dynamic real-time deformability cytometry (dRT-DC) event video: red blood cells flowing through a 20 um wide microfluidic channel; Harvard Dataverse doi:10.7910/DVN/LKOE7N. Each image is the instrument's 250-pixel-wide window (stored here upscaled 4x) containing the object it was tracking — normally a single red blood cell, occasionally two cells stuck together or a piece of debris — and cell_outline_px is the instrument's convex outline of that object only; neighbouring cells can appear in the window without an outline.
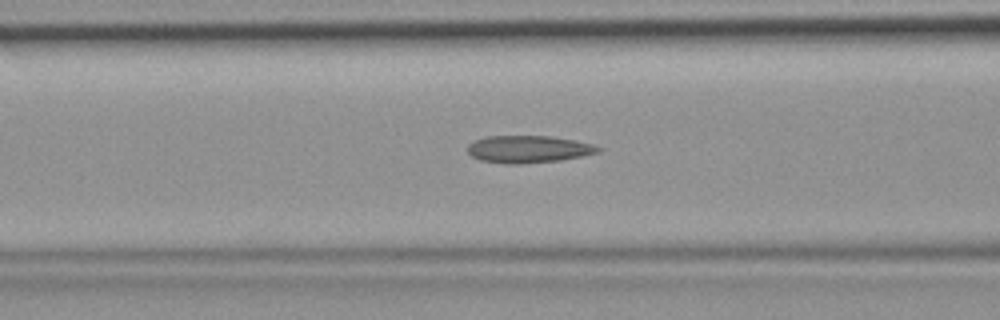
{"species": "common noctule bat (a hibernating species)", "species_latin": "Nyctalus noctula", "temperature_condition": "room temperature", "stored_images_in_passage": 36, "segment_of_instrument_passage": [1, 2], "camera_frame_rate_fps": 3000, "um_per_image_px": 0.085, "animal": {"sex": "female", "body_mass_g": 19.9}, "frame": {"image": 1, "passage_image": 7, "time_ms": 2.0, "image_size_px": [1000, 320], "cell_outline_px": [[604, 148], [600, 152], [560, 160], [520, 164], [504, 164], [480, 160], [472, 156], [468, 152], [468, 144], [476, 140], [488, 136], [548, 136], [572, 140], [592, 144]], "centroid_in_image_um": [44.91, 12.69], "position_along_channel_um": 121.7, "area_um2": 20.63}}
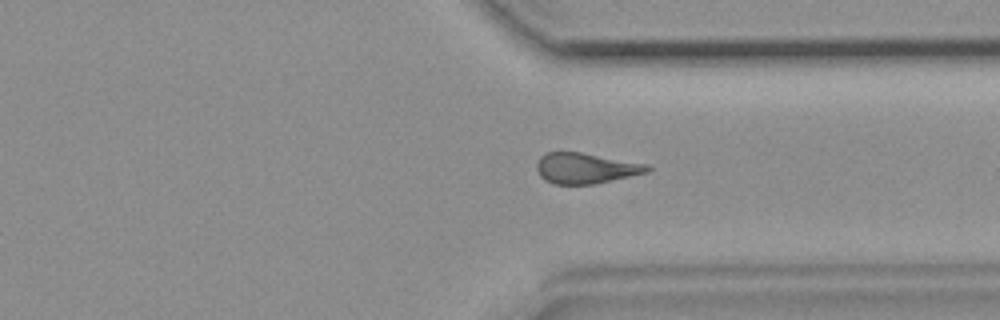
{"frame": {"image": 2, "passage_image": 24, "time_ms": 7.667, "image_size_px": [1000, 320], "cell_outline_px": [[652, 168], [648, 172], [596, 184], [556, 184], [544, 180], [540, 176], [536, 168], [536, 164], [540, 156], [548, 152], [580, 152], [648, 164]], "centroid_in_image_um": [49.78, 14.3], "position_along_channel_um": 361.6, "area_um2": 19.77}}
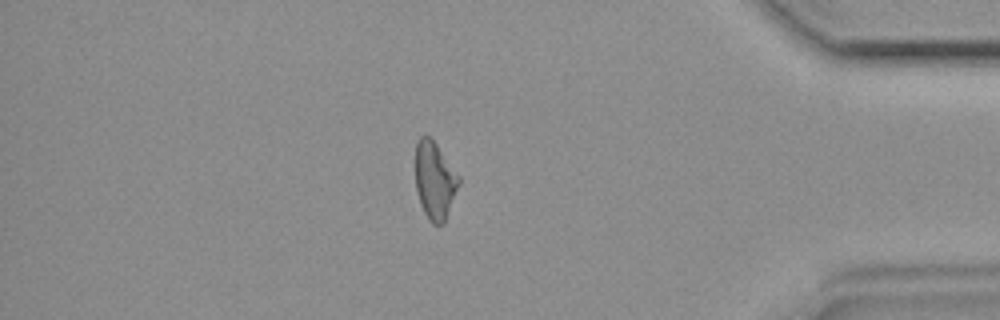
{"frame": {"image": 3, "passage_image": 29, "time_ms": 9.333, "image_size_px": [1000, 320], "cell_outline_px": [[460, 184], [444, 224], [432, 224], [428, 220], [420, 204], [416, 192], [416, 144], [420, 136], [432, 136], [460, 176]], "centroid_in_image_um": [36.97, 15.33], "position_along_channel_um": 398.2, "area_um2": 20.0}}